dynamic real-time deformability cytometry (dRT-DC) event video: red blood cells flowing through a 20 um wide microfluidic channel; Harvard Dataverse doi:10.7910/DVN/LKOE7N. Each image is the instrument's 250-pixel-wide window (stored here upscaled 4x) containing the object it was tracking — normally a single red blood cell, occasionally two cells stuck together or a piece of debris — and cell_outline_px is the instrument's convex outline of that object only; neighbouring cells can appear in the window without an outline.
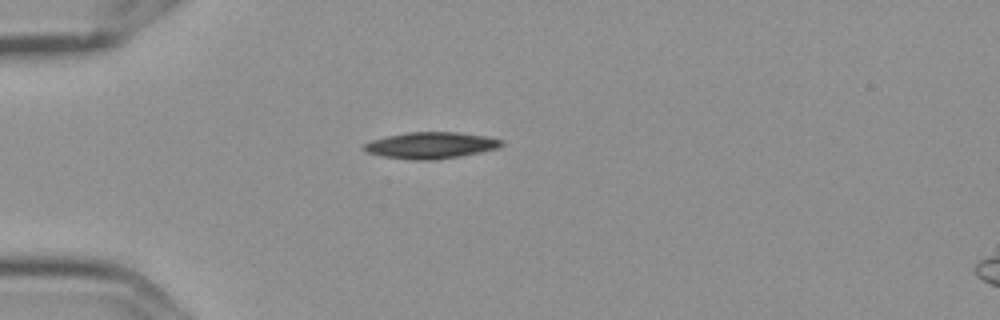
{"species": "Egyptian fruit bat (a non-hibernating species)", "species_latin": "Rousettus aegyptiacus", "temperature_condition": "cold", "stored_images_in_passage": 3, "camera_frame_rate_fps": 3000, "um_per_image_px": 0.085, "frame": {"image": 1, "passage_image": 1, "time_ms": 0.0, "image_size_px": [1000, 320], "cell_outline_px": [[504, 144], [500, 148], [460, 156], [432, 160], [416, 160], [384, 156], [368, 152], [360, 148], [364, 144], [372, 140], [388, 136], [408, 132], [456, 132], [488, 136], [504, 140]], "centroid_in_image_um": [36.67, 12.34], "position_along_channel_um": 48.3, "area_um2": 21.15}}
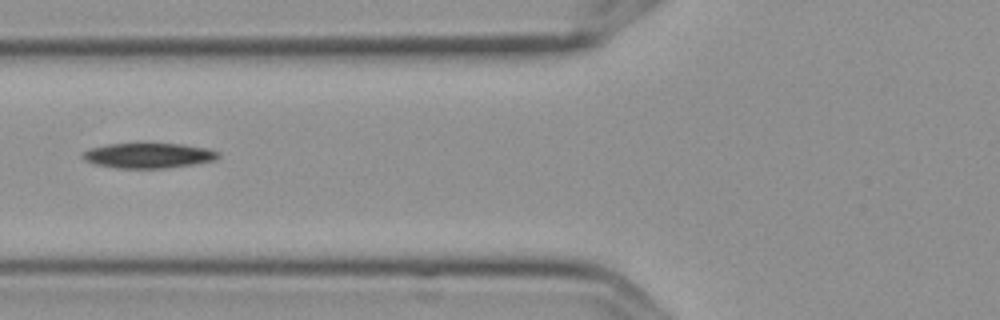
{"frame": {"image": 2, "passage_image": 3, "time_ms": 0.667, "image_size_px": [1000, 320], "cell_outline_px": [[220, 156], [216, 160], [192, 164], [164, 168], [120, 168], [96, 164], [84, 160], [84, 152], [88, 148], [108, 144], [184, 144], [208, 148], [220, 152]], "centroid_in_image_um": [12.66, 13.21], "position_along_channel_um": 113.1, "area_um2": 19.65}}